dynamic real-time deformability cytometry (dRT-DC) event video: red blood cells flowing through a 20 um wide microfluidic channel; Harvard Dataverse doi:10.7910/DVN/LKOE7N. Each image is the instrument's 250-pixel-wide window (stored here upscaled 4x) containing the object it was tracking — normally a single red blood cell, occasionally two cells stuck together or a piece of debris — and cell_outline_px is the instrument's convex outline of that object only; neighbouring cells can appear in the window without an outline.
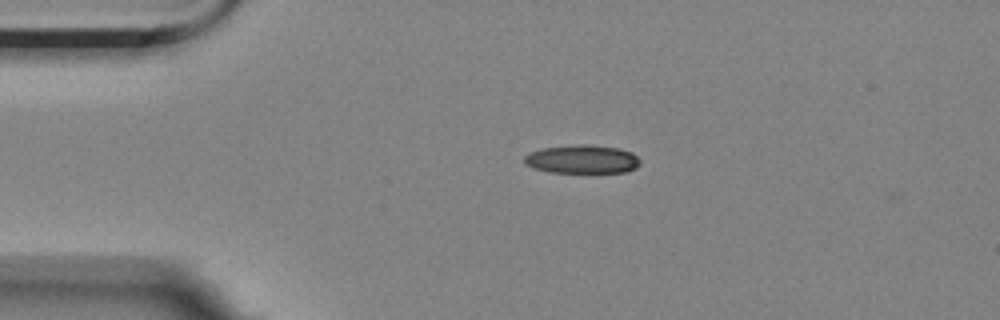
{"species": "Egyptian fruit bat (a non-hibernating species)", "species_latin": "Rousettus aegyptiacus", "temperature_condition": "room temperature", "stored_images_in_passage": 4, "camera_frame_rate_fps": 3000, "um_per_image_px": 0.085, "animal": {"sex": "female"}, "frame": {"image": 1, "passage_image": 3, "time_ms": 0.667, "image_size_px": [1000, 320], "cell_outline_px": [[640, 164], [636, 168], [624, 172], [548, 172], [532, 168], [524, 164], [524, 156], [528, 152], [540, 148], [576, 144], [584, 144], [620, 148], [632, 152], [640, 160]], "centroid_in_image_um": [49.44, 13.52], "position_along_channel_um": 35.6, "area_um2": 19.48}}